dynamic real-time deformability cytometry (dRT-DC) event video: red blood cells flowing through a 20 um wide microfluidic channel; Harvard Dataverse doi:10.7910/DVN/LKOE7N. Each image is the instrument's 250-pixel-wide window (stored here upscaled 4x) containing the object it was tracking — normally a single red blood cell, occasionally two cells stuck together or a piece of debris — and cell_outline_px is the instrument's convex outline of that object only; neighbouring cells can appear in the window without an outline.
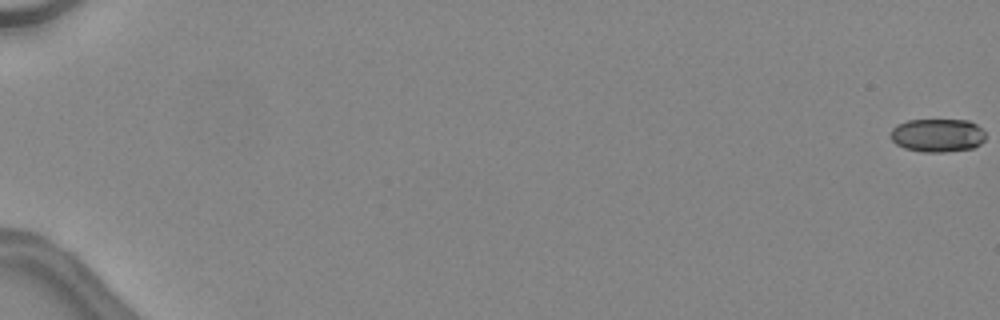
{"species": "common noctule bat (a hibernating species)", "species_latin": "Nyctalus noctula", "temperature_condition": "warm", "stored_images_in_passage": 5, "camera_frame_rate_fps": 3000, "um_per_image_px": 0.085, "animal": {"sex": "female", "body_mass_g": 24.6, "forearm_length_mm": 56.2}, "frame": {"image": 1, "passage_image": 1, "time_ms": 0.0, "image_size_px": [1000, 320], "cell_outline_px": [[984, 140], [980, 144], [972, 148], [944, 152], [924, 152], [904, 148], [896, 144], [892, 140], [892, 128], [896, 124], [908, 120], [968, 120], [976, 124], [984, 132]], "centroid_in_image_um": [79.68, 11.5], "position_along_channel_um": 5.3, "area_um2": 18.38}}